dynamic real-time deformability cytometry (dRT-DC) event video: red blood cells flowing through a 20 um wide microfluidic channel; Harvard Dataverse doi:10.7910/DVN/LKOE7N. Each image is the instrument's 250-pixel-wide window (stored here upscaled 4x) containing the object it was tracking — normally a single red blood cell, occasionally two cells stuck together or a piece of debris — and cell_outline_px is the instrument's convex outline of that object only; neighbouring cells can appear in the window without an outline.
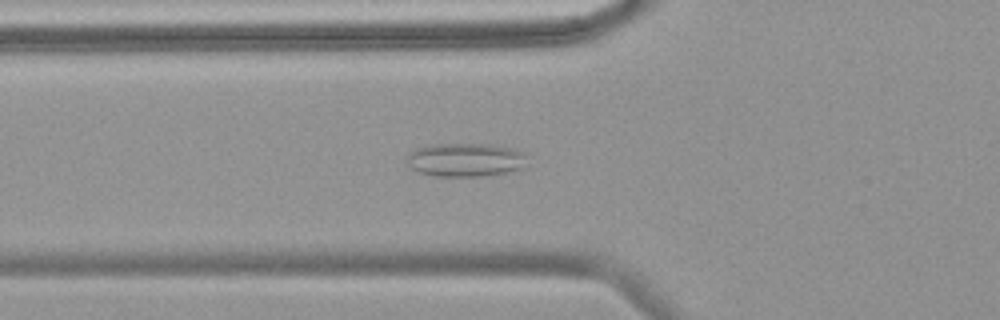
{"species": "common noctule bat (a hibernating species)", "species_latin": "Nyctalus noctula", "temperature_condition": "warm", "stored_images_in_passage": 58, "camera_frame_rate_fps": 3000, "um_per_image_px": 0.085, "animal": {"sex": "female", "body_mass_g": 18.4}, "frame": {"image": 1, "passage_image": 22, "time_ms": 7.0, "image_size_px": [1000, 320], "cell_outline_px": [[524, 168], [504, 172], [480, 176], [436, 176], [420, 172], [412, 168], [408, 164], [408, 156], [416, 148], [432, 144], [492, 144], [512, 148], [520, 152], [524, 156]], "centroid_in_image_um": [39.54, 13.58], "position_along_channel_um": 86.3, "area_um2": 23.12}}
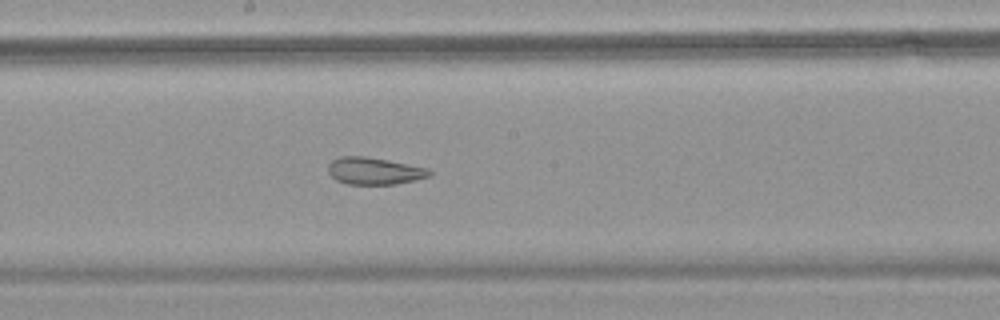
{"frame": {"image": 2, "passage_image": 33, "time_ms": 10.667, "image_size_px": [1000, 320], "cell_outline_px": [[432, 172], [428, 176], [416, 180], [396, 184], [348, 184], [336, 180], [328, 172], [328, 164], [332, 160], [340, 156], [364, 156], [388, 160], [428, 168]], "centroid_in_image_um": [31.8, 14.53], "position_along_channel_um": 216.4, "area_um2": 15.95}}
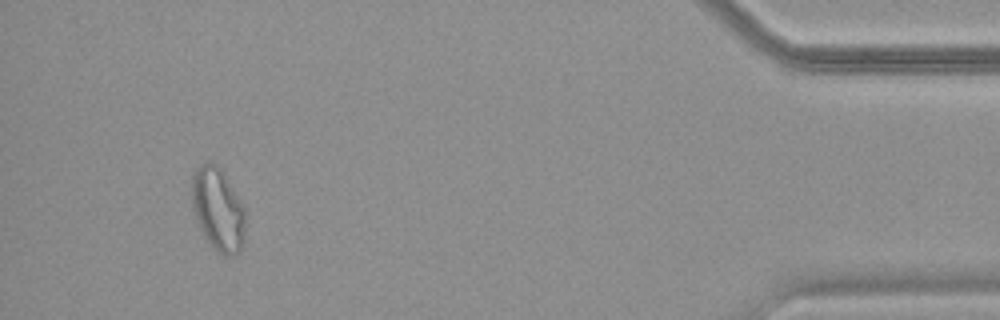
{"frame": {"image": 3, "passage_image": 55, "time_ms": 18.0, "image_size_px": [1000, 320], "cell_outline_px": [[248, 216], [244, 240], [240, 248], [232, 256], [224, 256], [216, 252], [204, 236], [196, 220], [192, 208], [192, 172], [200, 164], [208, 160], [212, 160], [224, 172], [244, 204]], "centroid_in_image_um": [18.56, 17.76], "position_along_channel_um": 416.6, "area_um2": 26.88}, "authors_computed_cell_mechanics": {"area_um2": 22.8021, "velocity_mm_per_s": 3.5504, "shape_relaxation_time_tau1_ms": null, "shape_relaxation_time_tau2_ms": 1.9302, "deformation_change_tau1": null, "deformation_change_tau2": 0.0926}}